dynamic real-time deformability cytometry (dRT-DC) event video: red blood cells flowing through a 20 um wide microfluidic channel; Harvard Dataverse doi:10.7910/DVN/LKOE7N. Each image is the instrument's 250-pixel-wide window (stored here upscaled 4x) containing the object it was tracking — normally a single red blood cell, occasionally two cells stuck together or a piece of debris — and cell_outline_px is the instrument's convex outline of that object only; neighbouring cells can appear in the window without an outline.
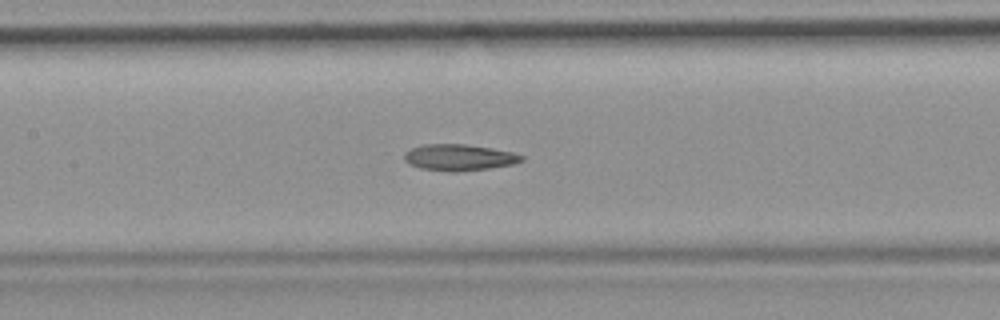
{"species": "common noctule bat (a hibernating species)", "species_latin": "Nyctalus noctula", "temperature_condition": "room temperature", "stored_images_in_passage": 50, "camera_frame_rate_fps": 3000, "um_per_image_px": 0.085, "animal": {"sex": "female", "body_mass_g": 19.9}, "frame": {"image": 1, "passage_image": 22, "time_ms": 7.0, "image_size_px": [1000, 320], "cell_outline_px": [[524, 160], [512, 164], [488, 168], [456, 172], [448, 172], [420, 168], [408, 164], [404, 160], [404, 152], [412, 148], [424, 144], [464, 144], [492, 148], [512, 152], [524, 156]], "centroid_in_image_um": [38.99, 13.38], "position_along_channel_um": 168.4, "area_um2": 18.03}, "authors_computed_cell_mechanics": {"area_um2": 18.2359, "velocity_mm_per_s": 3.8825, "shape_relaxation_time_tau1_ms": null, "shape_relaxation_time_tau2_ms": 5.3113, "deformation_change_tau1": null, "deformation_change_tau2": 0.1449}}